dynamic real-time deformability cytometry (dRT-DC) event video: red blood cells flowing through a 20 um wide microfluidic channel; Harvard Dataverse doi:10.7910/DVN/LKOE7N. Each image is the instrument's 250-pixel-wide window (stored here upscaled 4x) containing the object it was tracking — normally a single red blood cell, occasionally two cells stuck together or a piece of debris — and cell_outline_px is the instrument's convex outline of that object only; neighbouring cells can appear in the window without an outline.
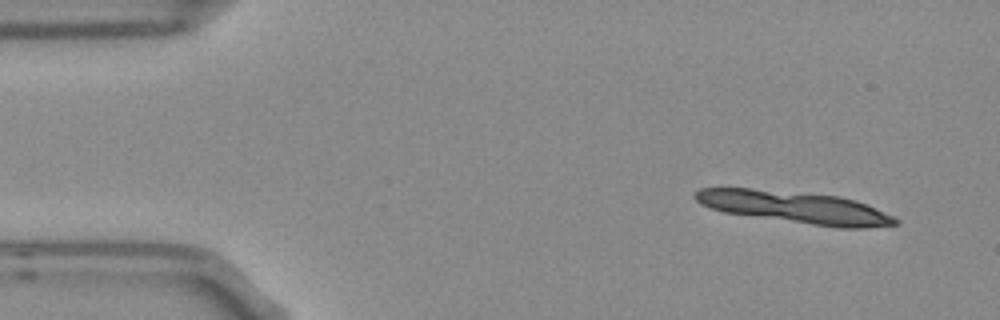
{"species": "Egyptian fruit bat (a non-hibernating species)", "species_latin": "Rousettus aegyptiacus", "temperature_condition": "room temperature", "stored_images_in_passage": 4, "camera_frame_rate_fps": 3000, "um_per_image_px": 0.085, "frame": {"image": 1, "passage_image": 1, "time_ms": 0.0, "image_size_px": [1000, 320], "cell_outline_px": [[900, 224], [864, 228], [840, 228], [724, 212], [700, 204], [692, 196], [692, 192], [700, 188], [752, 188], [836, 196], [856, 200], [868, 204], [896, 216], [900, 220]], "centroid_in_image_um": [67.62, 17.62], "position_along_channel_um": 17.4, "area_um2": 37.28}}
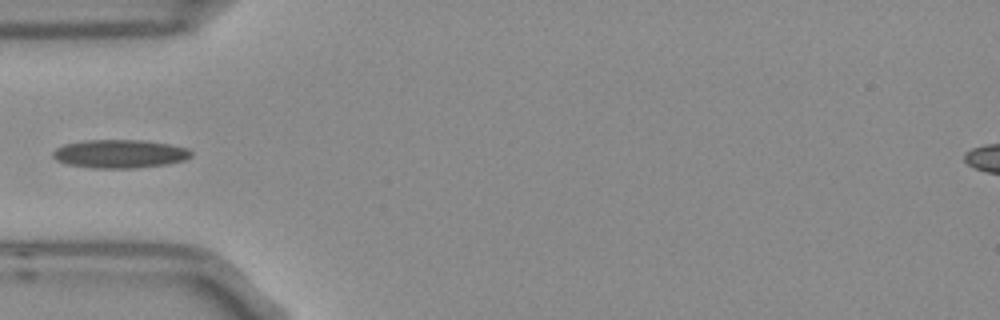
{"frame": {"image": 2, "passage_image": 4, "time_ms": 1.0, "image_size_px": [1000, 320], "cell_outline_px": [[192, 156], [184, 160], [168, 164], [136, 168], [92, 168], [68, 164], [56, 160], [52, 156], [52, 152], [56, 148], [64, 144], [84, 140], [140, 140], [168, 144], [188, 148], [192, 152]], "centroid_in_image_um": [10.17, 13.08], "position_along_channel_um": 74.8, "area_um2": 22.95}}